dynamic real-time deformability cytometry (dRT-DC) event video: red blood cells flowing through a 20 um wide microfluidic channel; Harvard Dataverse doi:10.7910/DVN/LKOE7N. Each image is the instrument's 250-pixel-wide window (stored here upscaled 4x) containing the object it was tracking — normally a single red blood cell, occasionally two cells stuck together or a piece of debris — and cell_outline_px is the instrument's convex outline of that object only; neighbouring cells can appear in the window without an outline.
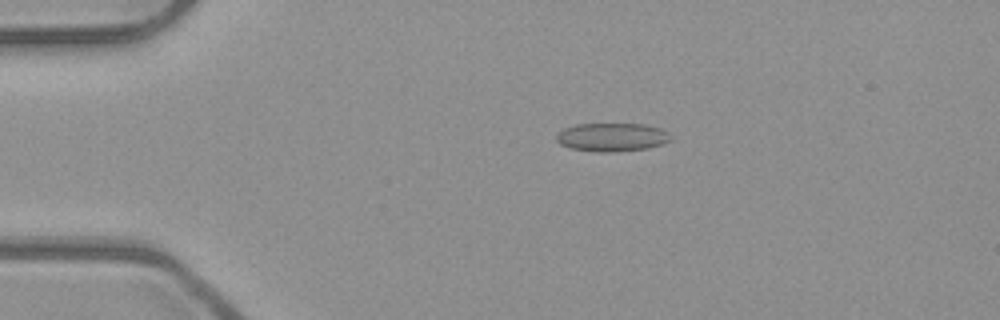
{"species": "common noctule bat (a hibernating species)", "species_latin": "Nyctalus noctula", "temperature_condition": "room temperature", "stored_images_in_passage": 6, "camera_frame_rate_fps": 3000, "um_per_image_px": 0.085, "animal": {"sex": "male", "body_mass_g": 23.1, "forearm_length_mm": 52.7}, "frame": {"image": 1, "passage_image": 3, "time_ms": 0.667, "image_size_px": [1000, 320], "cell_outline_px": [[672, 140], [664, 144], [648, 148], [616, 152], [596, 152], [568, 148], [560, 144], [556, 140], [556, 132], [564, 128], [576, 124], [644, 124], [660, 128], [668, 132]], "centroid_in_image_um": [52.0, 11.67], "position_along_channel_um": 33.0, "area_um2": 19.25}}
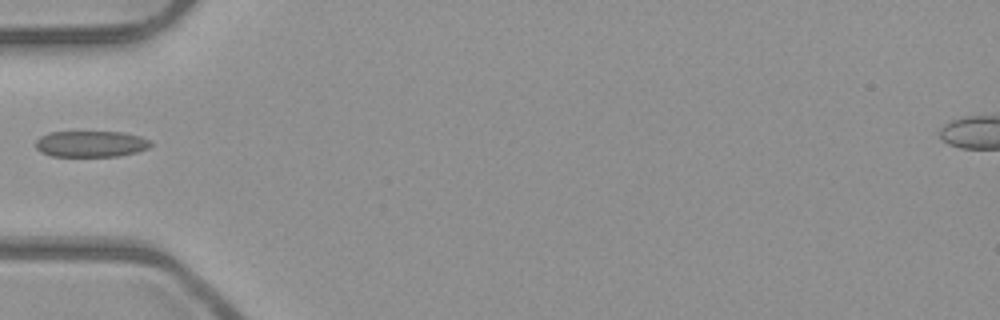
{"frame": {"image": 2, "passage_image": 5, "time_ms": 1.333, "image_size_px": [1000, 320], "cell_outline_px": [[152, 144], [148, 148], [136, 152], [120, 156], [52, 156], [40, 152], [36, 148], [36, 140], [40, 136], [48, 132], [120, 132], [140, 136], [148, 140]], "centroid_in_image_um": [7.69, 12.23], "position_along_channel_um": 77.3, "area_um2": 17.51}}
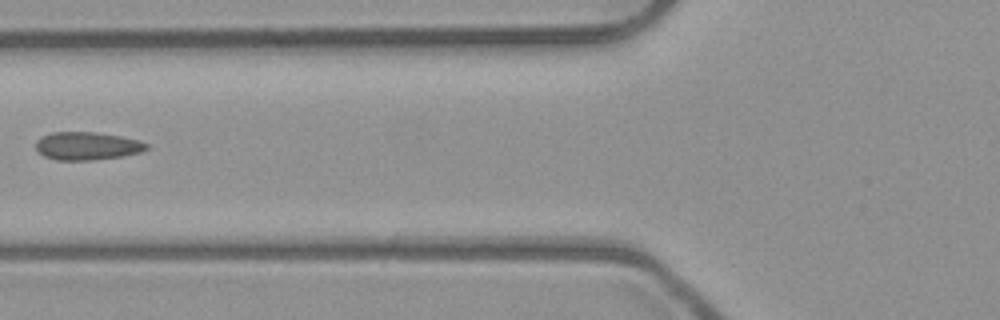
{"frame": {"image": 3, "passage_image": 6, "time_ms": 1.667, "image_size_px": [1000, 320], "cell_outline_px": [[148, 148], [140, 152], [120, 156], [92, 160], [56, 160], [44, 156], [36, 148], [36, 140], [52, 132], [96, 132], [120, 136], [136, 140], [148, 144]], "centroid_in_image_um": [7.38, 12.4], "position_along_channel_um": 118.4, "area_um2": 17.8}}